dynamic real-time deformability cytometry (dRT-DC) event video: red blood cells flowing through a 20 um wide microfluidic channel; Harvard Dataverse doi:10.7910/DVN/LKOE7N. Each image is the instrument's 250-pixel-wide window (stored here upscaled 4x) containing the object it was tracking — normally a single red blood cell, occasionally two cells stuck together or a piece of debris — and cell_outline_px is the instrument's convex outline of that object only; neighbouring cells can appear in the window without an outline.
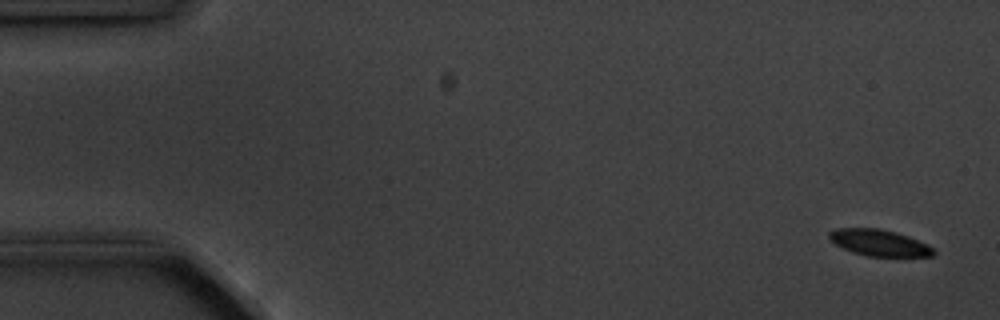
{"species": "common noctule bat (a hibernating species)", "species_latin": "Nyctalus noctula", "temperature_condition": "cold", "stored_images_in_passage": 5, "camera_frame_rate_fps": 3000, "um_per_image_px": 0.085, "animal": {"sex": "male", "body_mass_g": 20.1, "forearm_length_mm": 53.5}, "frame": {"image": 1, "passage_image": 1, "time_ms": 0.0, "image_size_px": [1000, 320], "cell_outline_px": [[936, 252], [932, 256], [868, 256], [852, 252], [836, 244], [828, 236], [828, 232], [836, 228], [880, 228], [896, 232], [908, 236], [928, 244]], "centroid_in_image_um": [74.74, 20.62], "position_along_channel_um": 10.3, "area_um2": 15.95}}
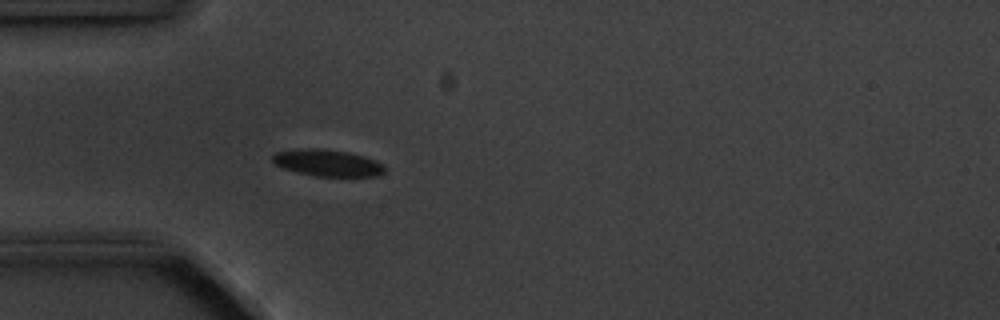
{"frame": {"image": 2, "passage_image": 5, "time_ms": 4.667, "image_size_px": [1000, 320], "cell_outline_px": [[384, 172], [376, 176], [316, 176], [296, 172], [284, 168], [276, 164], [272, 160], [272, 156], [276, 152], [308, 148], [316, 148], [348, 152], [364, 156], [384, 164]], "centroid_in_image_um": [27.85, 13.85], "position_along_channel_um": 57.2, "area_um2": 17.22}}